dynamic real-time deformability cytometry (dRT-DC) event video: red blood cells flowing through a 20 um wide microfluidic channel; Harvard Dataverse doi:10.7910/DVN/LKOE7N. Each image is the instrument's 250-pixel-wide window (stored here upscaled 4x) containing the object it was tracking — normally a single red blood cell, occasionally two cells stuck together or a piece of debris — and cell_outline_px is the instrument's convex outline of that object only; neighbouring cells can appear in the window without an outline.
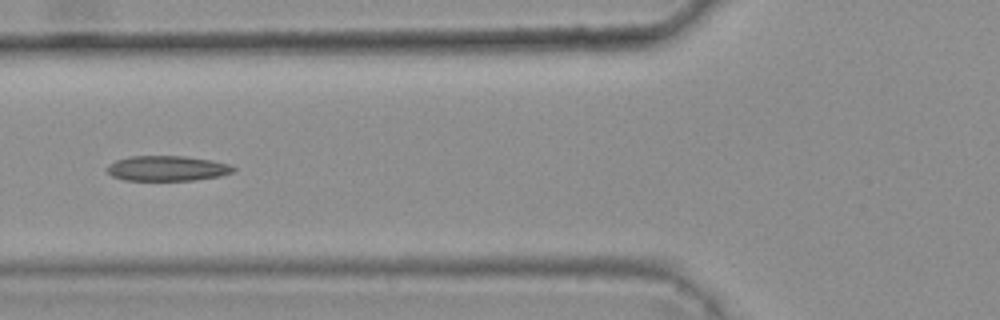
{"species": "common noctule bat (a hibernating species)", "species_latin": "Nyctalus noctula", "temperature_condition": "warm", "stored_images_in_passage": 6, "camera_frame_rate_fps": 3000, "um_per_image_px": 0.085, "animal": {"sex": "female", "body_mass_g": 25.1}, "frame": {"image": 1, "passage_image": 2, "time_ms": 0.333, "image_size_px": [1000, 320], "cell_outline_px": [[236, 168], [232, 172], [220, 176], [192, 180], [124, 180], [112, 176], [108, 172], [108, 164], [116, 160], [128, 156], [184, 156], [212, 160], [228, 164]], "centroid_in_image_um": [14.19, 14.3], "position_along_channel_um": 111.6, "area_um2": 18.44}}
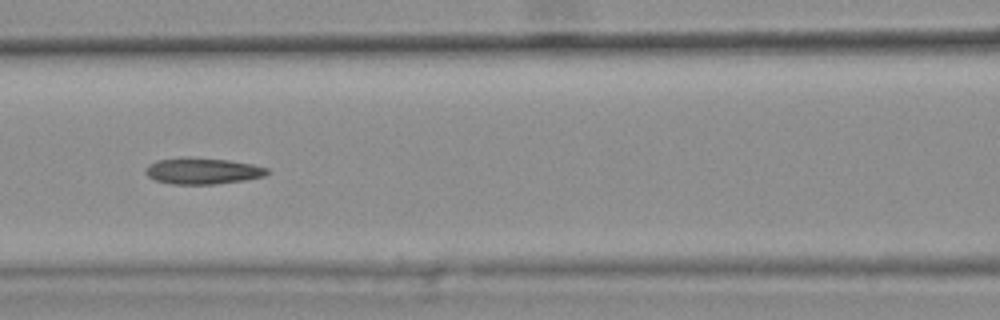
{"frame": {"image": 2, "passage_image": 3, "time_ms": 0.667, "image_size_px": [1000, 320], "cell_outline_px": [[268, 172], [264, 176], [240, 180], [212, 184], [172, 184], [156, 180], [148, 176], [144, 172], [148, 164], [156, 160], [228, 160], [252, 164], [268, 168]], "centroid_in_image_um": [17.21, 14.57], "position_along_channel_um": 149.4, "area_um2": 17.51}}